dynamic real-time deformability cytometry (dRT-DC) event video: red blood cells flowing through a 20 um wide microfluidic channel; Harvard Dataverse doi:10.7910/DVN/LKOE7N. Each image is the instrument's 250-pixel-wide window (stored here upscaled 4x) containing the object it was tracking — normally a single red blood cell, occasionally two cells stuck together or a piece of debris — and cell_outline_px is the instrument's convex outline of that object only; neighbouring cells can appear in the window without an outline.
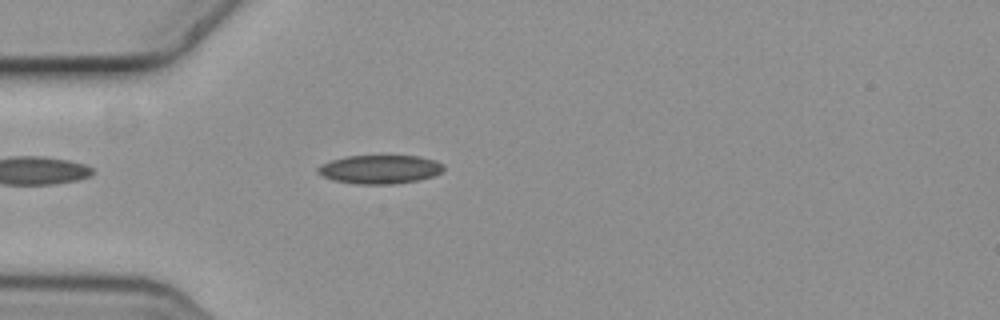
{"species": "common noctule bat (a hibernating species)", "species_latin": "Nyctalus noctula", "temperature_condition": "cold", "stored_images_in_passage": 5, "camera_frame_rate_fps": 3000, "um_per_image_px": 0.085, "animal": {"sex": "female", "body_mass_g": 19.3, "forearm_length_mm": 54.1}, "frame": {"image": 1, "passage_image": 5, "time_ms": 1.333, "image_size_px": [1000, 320], "cell_outline_px": [[444, 168], [440, 172], [432, 176], [416, 180], [392, 184], [356, 184], [332, 180], [316, 172], [316, 168], [320, 164], [344, 156], [420, 156], [436, 160], [444, 164]], "centroid_in_image_um": [32.26, 14.38], "position_along_channel_um": 52.7, "area_um2": 21.04}}